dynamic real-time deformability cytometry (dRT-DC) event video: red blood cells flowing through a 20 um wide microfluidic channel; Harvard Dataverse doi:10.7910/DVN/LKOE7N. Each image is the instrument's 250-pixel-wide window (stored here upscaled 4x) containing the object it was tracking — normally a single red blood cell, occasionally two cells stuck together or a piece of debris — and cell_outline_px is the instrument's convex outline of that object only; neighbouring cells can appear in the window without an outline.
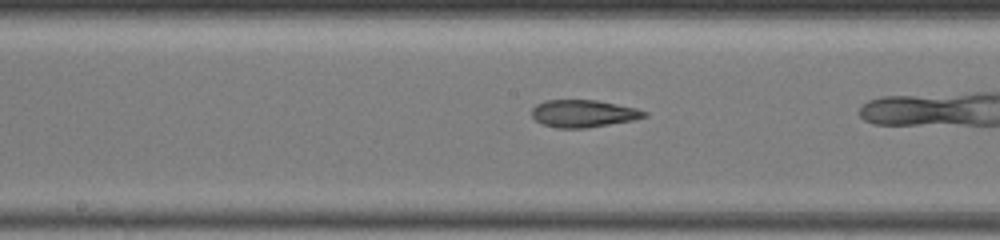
{"species": "common noctule bat (a hibernating species)", "species_latin": "Nyctalus noctula", "temperature_condition": "warm", "stored_images_in_passage": 19, "camera_frame_rate_fps": 3000, "um_per_image_px": 0.085, "animal": {"sex": "female", "body_mass_g": 19.5, "forearm_length_mm": 54.1}, "frame": {"image": 1, "passage_image": 9, "time_ms": 3.0, "image_size_px": [1000, 240], "cell_outline_px": [[648, 116], [632, 120], [588, 128], [556, 128], [544, 124], [536, 120], [532, 116], [532, 108], [536, 104], [544, 100], [596, 100], [636, 108], [648, 112]], "centroid_in_image_um": [49.58, 9.65], "position_along_channel_um": 198.6, "area_um2": 17.92}}